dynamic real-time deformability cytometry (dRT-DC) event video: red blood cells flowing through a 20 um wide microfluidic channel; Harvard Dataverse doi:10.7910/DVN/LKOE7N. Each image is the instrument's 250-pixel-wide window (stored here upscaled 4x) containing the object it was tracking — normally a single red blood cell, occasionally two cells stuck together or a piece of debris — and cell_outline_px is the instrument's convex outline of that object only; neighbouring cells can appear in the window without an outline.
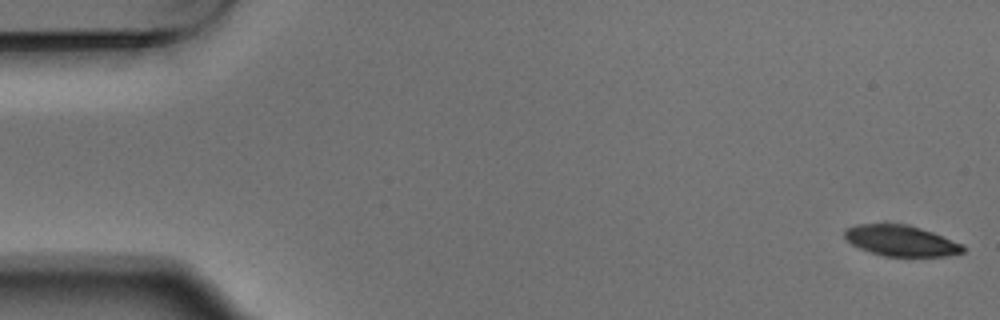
{"species": "Egyptian fruit bat (a non-hibernating species)", "species_latin": "Rousettus aegyptiacus", "temperature_condition": "warm", "stored_images_in_passage": 4, "camera_frame_rate_fps": 3000, "um_per_image_px": 0.085, "animal": {"sex": "male"}, "frame": {"image": 1, "passage_image": 1, "time_ms": 0.0, "image_size_px": [1000, 320], "cell_outline_px": [[964, 252], [944, 256], [884, 256], [860, 248], [852, 244], [844, 236], [844, 232], [848, 228], [856, 224], [904, 224], [920, 228], [932, 232], [964, 244]], "centroid_in_image_um": [76.6, 20.46], "position_along_channel_um": 8.4, "area_um2": 20.98}}
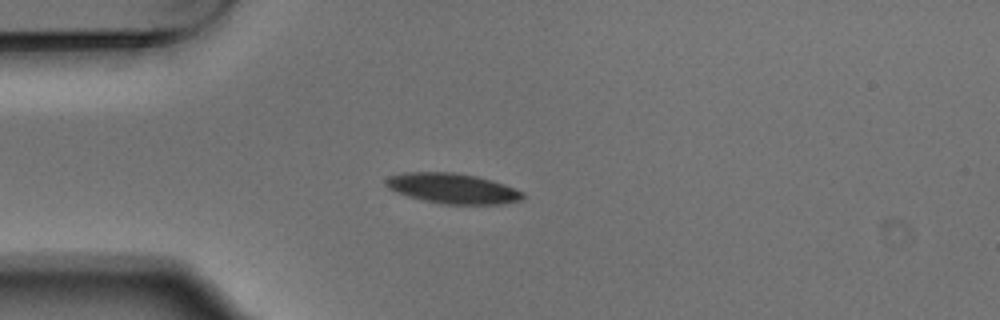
{"frame": {"image": 2, "passage_image": 4, "time_ms": 1.0, "image_size_px": [1000, 320], "cell_outline_px": [[524, 196], [520, 200], [500, 204], [444, 204], [420, 200], [396, 192], [388, 188], [384, 184], [384, 180], [388, 176], [404, 172], [456, 172], [476, 176], [492, 180], [504, 184], [524, 192]], "centroid_in_image_um": [38.43, 16.01], "position_along_channel_um": 46.6, "area_um2": 24.28}}